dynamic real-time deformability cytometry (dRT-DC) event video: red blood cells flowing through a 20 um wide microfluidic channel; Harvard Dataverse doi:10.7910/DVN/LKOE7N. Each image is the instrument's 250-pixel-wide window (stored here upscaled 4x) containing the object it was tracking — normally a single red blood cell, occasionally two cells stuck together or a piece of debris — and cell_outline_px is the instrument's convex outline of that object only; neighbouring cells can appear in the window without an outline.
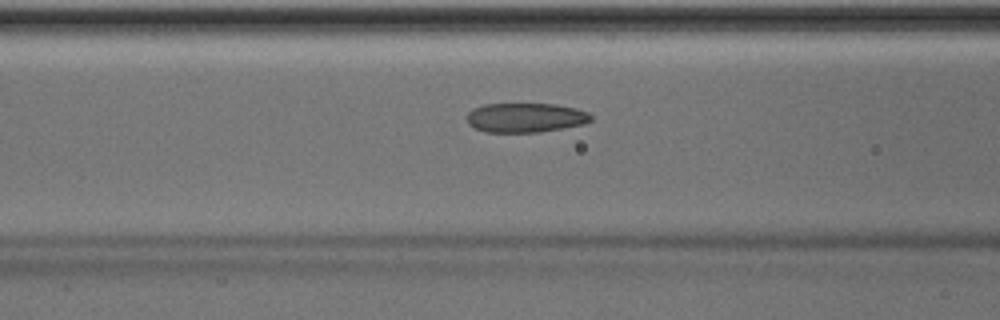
{"species": "Egyptian fruit bat (a non-hibernating species)", "species_latin": "Rousettus aegyptiacus", "temperature_condition": "room temperature", "stored_images_in_passage": 18, "camera_frame_rate_fps": 3000, "um_per_image_px": 0.085, "animal": {"sex": "male"}, "frame": {"image": 1, "passage_image": 16, "time_ms": 5.0, "image_size_px": [1000, 320], "cell_outline_px": [[592, 120], [584, 124], [540, 132], [488, 132], [476, 128], [468, 124], [468, 112], [472, 108], [484, 104], [556, 104], [576, 108], [588, 112], [592, 116]], "centroid_in_image_um": [44.69, 9.99], "position_along_channel_um": 121.9, "area_um2": 21.27}}